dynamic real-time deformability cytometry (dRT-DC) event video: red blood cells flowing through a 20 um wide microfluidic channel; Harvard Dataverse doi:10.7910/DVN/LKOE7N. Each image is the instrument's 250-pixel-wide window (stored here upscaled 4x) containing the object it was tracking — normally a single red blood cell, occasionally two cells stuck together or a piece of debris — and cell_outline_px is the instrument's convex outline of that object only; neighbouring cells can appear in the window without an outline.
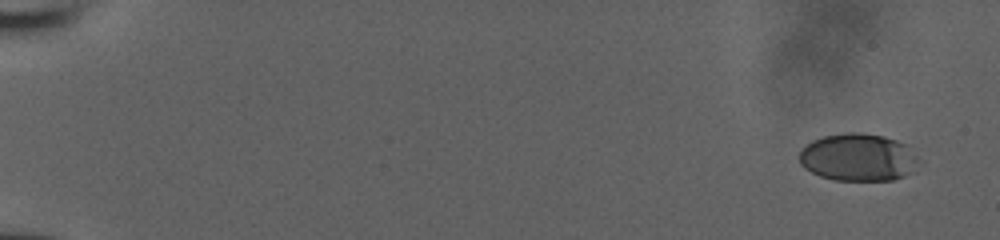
{"species": "human", "species_latin": "Homo sapiens", "temperature_condition": "room temperature", "stored_images_in_passage": 14, "camera_frame_rate_fps": 3000, "um_per_image_px": 0.085, "donor": {"sex": "male"}, "frame": {"image": 1, "passage_image": 1, "time_ms": 0.0, "image_size_px": [1000, 240], "cell_outline_px": [[920, 160], [916, 172], [892, 180], [836, 180], [820, 176], [804, 168], [800, 164], [800, 152], [812, 140], [824, 136], [848, 132], [860, 132], [884, 136], [896, 140], [904, 144]], "centroid_in_image_um": [72.97, 13.38], "position_along_channel_um": 12.0, "area_um2": 33.12}}
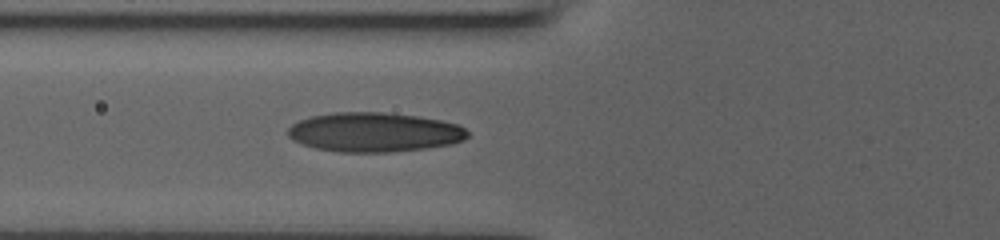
{"frame": {"image": 2, "passage_image": 12, "time_ms": 3.667, "image_size_px": [1000, 240], "cell_outline_px": [[468, 136], [464, 140], [452, 144], [428, 148], [388, 152], [340, 152], [316, 148], [292, 140], [288, 136], [288, 128], [292, 124], [300, 120], [312, 116], [332, 112], [384, 112], [416, 116], [440, 120], [456, 124], [464, 128], [468, 132]], "centroid_in_image_um": [31.81, 11.24], "position_along_channel_um": 94.0, "area_um2": 41.21}}
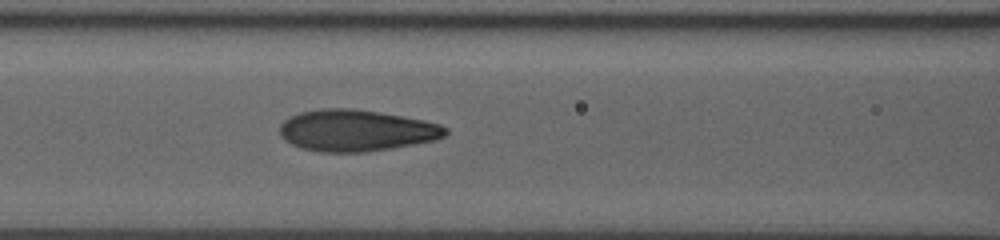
{"frame": {"image": 3, "passage_image": 14, "time_ms": 4.333, "image_size_px": [1000, 240], "cell_outline_px": [[448, 132], [444, 136], [436, 140], [392, 148], [368, 152], [320, 152], [300, 148], [284, 140], [280, 136], [280, 124], [284, 120], [300, 112], [320, 108], [352, 108], [380, 112], [424, 120], [440, 124], [448, 128]], "centroid_in_image_um": [30.28, 11.09], "position_along_channel_um": 136.3, "area_um2": 40.34}}